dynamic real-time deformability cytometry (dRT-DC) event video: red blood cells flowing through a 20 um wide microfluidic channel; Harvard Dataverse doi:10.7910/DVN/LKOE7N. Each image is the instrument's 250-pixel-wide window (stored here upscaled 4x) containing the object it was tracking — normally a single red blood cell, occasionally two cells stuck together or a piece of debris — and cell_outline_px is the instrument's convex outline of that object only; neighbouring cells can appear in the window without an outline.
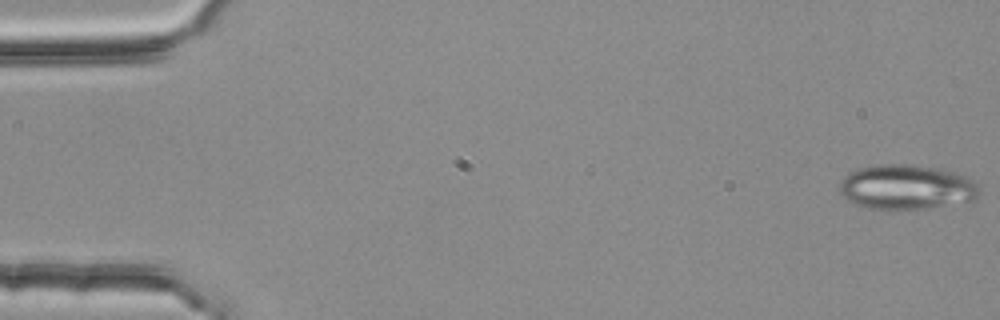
{"species": "common noctule bat (a hibernating species)", "species_latin": "Nyctalus noctula", "temperature_condition": "room temperature", "stored_images_in_passage": 13, "camera_frame_rate_fps": 3000, "um_per_image_px": 0.085, "animal": {"sex": "female", "body_mass_g": 25.1}, "frame": {"image": 1, "passage_image": 1, "time_ms": 0.0, "image_size_px": [1000, 320], "cell_outline_px": [[980, 196], [972, 200], [928, 208], [868, 208], [856, 204], [848, 200], [840, 192], [840, 180], [848, 172], [856, 168], [880, 164], [908, 164], [944, 168], [968, 176], [980, 184]], "centroid_in_image_um": [77.1, 15.86], "position_along_channel_um": 7.9, "area_um2": 36.76}}